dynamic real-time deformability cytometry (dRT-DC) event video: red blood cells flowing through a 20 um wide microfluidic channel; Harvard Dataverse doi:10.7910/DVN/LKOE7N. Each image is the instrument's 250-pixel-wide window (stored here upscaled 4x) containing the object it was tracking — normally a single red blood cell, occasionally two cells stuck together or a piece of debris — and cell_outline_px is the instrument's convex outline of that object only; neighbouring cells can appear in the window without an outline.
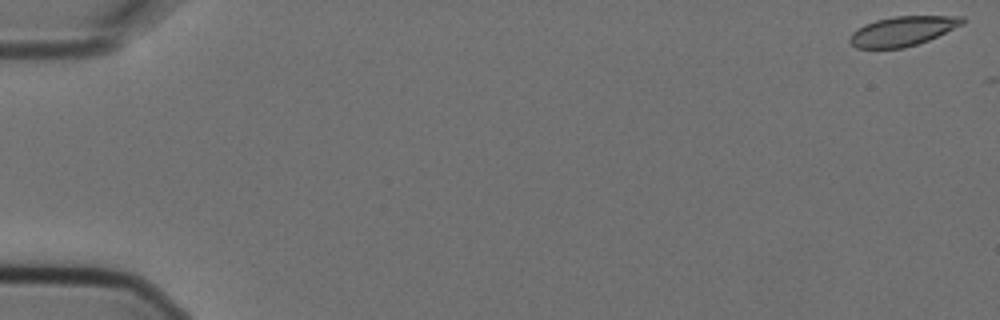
{"species": "Egyptian fruit bat (a non-hibernating species)", "species_latin": "Rousettus aegyptiacus", "temperature_condition": "cold", "stored_images_in_passage": 7, "camera_frame_rate_fps": 3000, "um_per_image_px": 0.085, "animal": {"sex": "female"}, "frame": {"image": 1, "passage_image": 1, "time_ms": 0.0, "image_size_px": [1000, 320], "cell_outline_px": [[964, 24], [928, 40], [904, 48], [856, 48], [848, 40], [852, 32], [864, 24], [876, 20], [892, 16], [960, 16], [964, 20]], "centroid_in_image_um": [76.7, 2.64], "position_along_channel_um": 8.3, "area_um2": 19.31}}
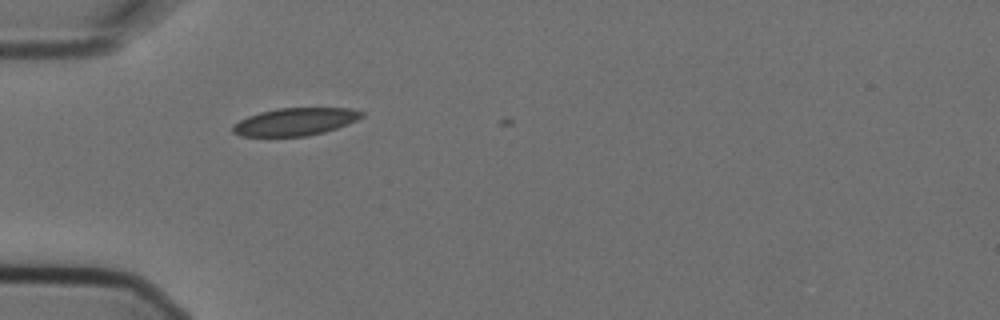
{"frame": {"image": 2, "passage_image": 6, "time_ms": 1.667, "image_size_px": [1000, 320], "cell_outline_px": [[364, 116], [356, 120], [336, 128], [324, 132], [308, 136], [240, 136], [232, 132], [232, 124], [248, 116], [260, 112], [276, 108], [352, 108], [364, 112]], "centroid_in_image_um": [25.07, 10.34], "position_along_channel_um": 59.9, "area_um2": 20.75}}